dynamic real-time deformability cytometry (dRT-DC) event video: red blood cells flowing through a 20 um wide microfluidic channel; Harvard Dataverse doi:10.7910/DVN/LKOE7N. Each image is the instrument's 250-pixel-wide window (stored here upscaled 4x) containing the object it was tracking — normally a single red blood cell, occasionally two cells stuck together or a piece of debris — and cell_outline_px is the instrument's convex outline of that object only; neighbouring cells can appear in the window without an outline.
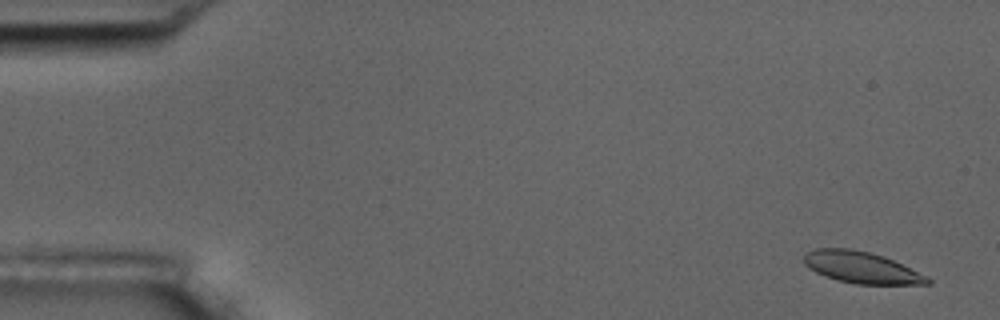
{"species": "common noctule bat (a hibernating species)", "species_latin": "Nyctalus noctula", "temperature_condition": "room temperature", "stored_images_in_passage": 57, "camera_frame_rate_fps": 3000, "um_per_image_px": 0.085, "animal": {"sex": "male", "body_mass_g": 17.5, "forearm_length_mm": 52.3}, "frame": {"image": 1, "passage_image": 3, "time_ms": 0.667, "image_size_px": [1000, 320], "cell_outline_px": [[932, 284], [856, 284], [836, 280], [824, 276], [808, 268], [804, 264], [804, 256], [808, 252], [816, 248], [852, 248], [884, 256], [928, 276], [932, 280]], "centroid_in_image_um": [73.22, 22.74], "position_along_channel_um": 11.8, "area_um2": 22.77}}
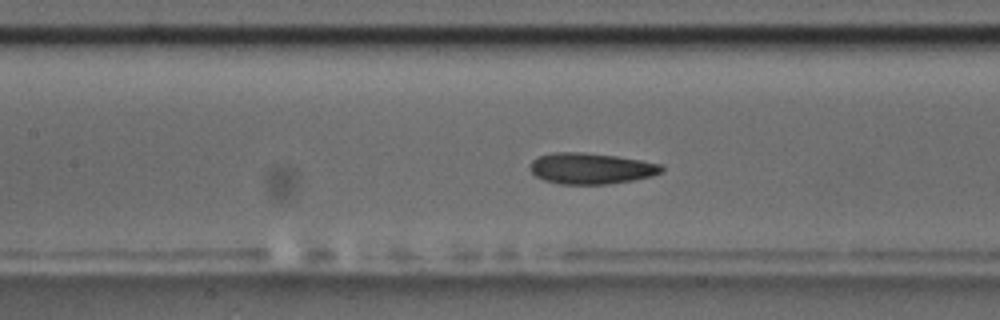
{"frame": {"image": 2, "passage_image": 26, "time_ms": 8.333, "image_size_px": [1000, 320], "cell_outline_px": [[664, 172], [652, 176], [632, 180], [608, 184], [560, 184], [544, 180], [536, 176], [528, 168], [532, 160], [536, 156], [552, 152], [584, 152], [616, 156], [640, 160], [660, 164], [664, 168]], "centroid_in_image_um": [50.21, 14.31], "position_along_channel_um": 157.2, "area_um2": 23.99}}
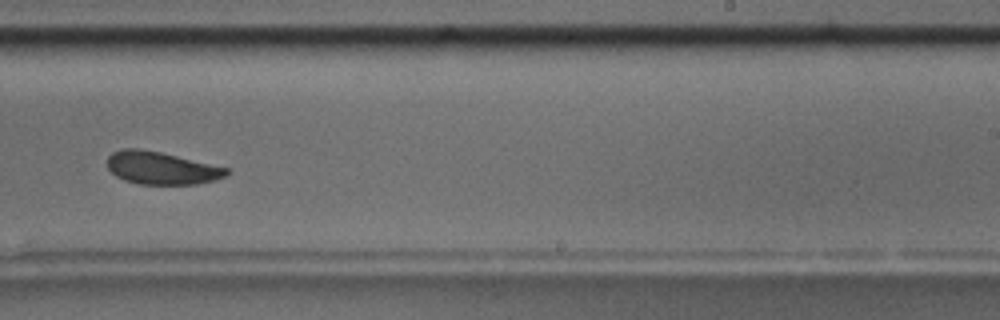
{"frame": {"image": 3, "passage_image": 36, "time_ms": 11.667, "image_size_px": [1000, 320], "cell_outline_px": [[228, 176], [196, 184], [140, 184], [124, 180], [116, 176], [108, 168], [108, 156], [112, 152], [124, 148], [140, 148], [160, 152], [228, 168]], "centroid_in_image_um": [13.69, 14.28], "position_along_channel_um": 275.3, "area_um2": 22.48}, "authors_computed_cell_mechanics": {"area_um2": 23.5246, "velocity_mm_per_s": 3.5586, "shape_relaxation_time_tau1_ms": 3.7046, "shape_relaxation_time_tau2_ms": 2.2745, "deformation_change_tau1": 0.1033, "deformation_change_tau2": 0.0799}}